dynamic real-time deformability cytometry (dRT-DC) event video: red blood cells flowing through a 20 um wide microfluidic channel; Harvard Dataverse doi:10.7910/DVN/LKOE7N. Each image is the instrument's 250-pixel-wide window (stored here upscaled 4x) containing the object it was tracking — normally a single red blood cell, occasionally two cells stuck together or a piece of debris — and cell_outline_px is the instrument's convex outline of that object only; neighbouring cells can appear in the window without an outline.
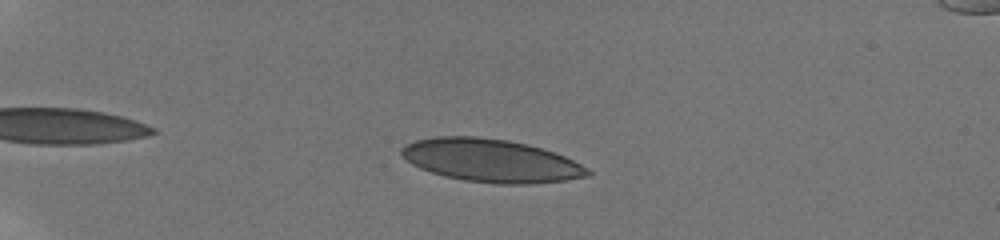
{"species": "human", "species_latin": "Homo sapiens", "temperature_condition": "room temperature", "stored_images_in_passage": 51, "camera_frame_rate_fps": 3000, "um_per_image_px": 0.085, "donor": {"sex": "male"}, "frame": {"image": 1, "passage_image": 11, "time_ms": 3.333, "image_size_px": [1000, 240], "cell_outline_px": [[592, 176], [564, 180], [528, 184], [496, 184], [464, 180], [444, 176], [420, 168], [412, 164], [400, 156], [400, 148], [404, 144], [416, 140], [436, 136], [476, 136], [508, 140], [528, 144], [564, 156], [588, 168], [592, 172]], "centroid_in_image_um": [41.7, 13.64], "position_along_channel_um": 43.3, "area_um2": 46.76}}
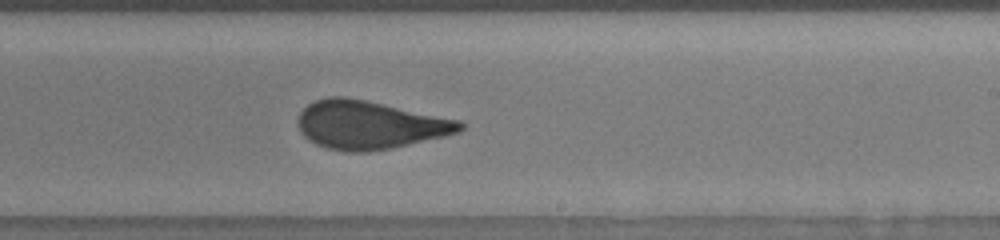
{"frame": {"image": 2, "passage_image": 33, "time_ms": 10.667, "image_size_px": [1000, 240], "cell_outline_px": [[464, 128], [460, 132], [444, 136], [392, 148], [368, 152], [348, 152], [328, 148], [316, 144], [308, 140], [300, 132], [296, 124], [300, 112], [308, 104], [316, 100], [328, 96], [344, 96], [364, 100], [460, 120], [464, 124]], "centroid_in_image_um": [31.38, 10.62], "position_along_channel_um": 257.6, "area_um2": 45.55}}
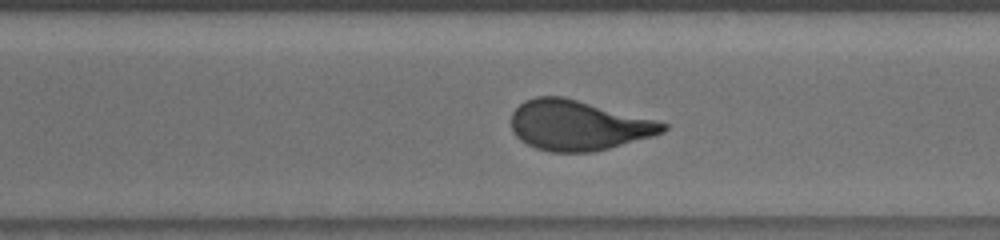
{"frame": {"image": 3, "passage_image": 38, "time_ms": 12.333, "image_size_px": [1000, 240], "cell_outline_px": [[668, 128], [664, 132], [652, 136], [608, 148], [592, 152], [552, 152], [536, 148], [520, 140], [512, 132], [512, 112], [524, 100], [536, 96], [564, 96], [656, 120], [668, 124]], "centroid_in_image_um": [49.13, 10.64], "position_along_channel_um": 321.5, "area_um2": 44.16}, "authors_computed_cell_mechanics": {"area_um2": 45.4886, "velocity_mm_per_s": 3.8417, "shape_relaxation_time_tau1_ms": null, "shape_relaxation_time_tau2_ms": 0.5399, "deformation_change_tau1": null, "deformation_change_tau2": 0.079}}